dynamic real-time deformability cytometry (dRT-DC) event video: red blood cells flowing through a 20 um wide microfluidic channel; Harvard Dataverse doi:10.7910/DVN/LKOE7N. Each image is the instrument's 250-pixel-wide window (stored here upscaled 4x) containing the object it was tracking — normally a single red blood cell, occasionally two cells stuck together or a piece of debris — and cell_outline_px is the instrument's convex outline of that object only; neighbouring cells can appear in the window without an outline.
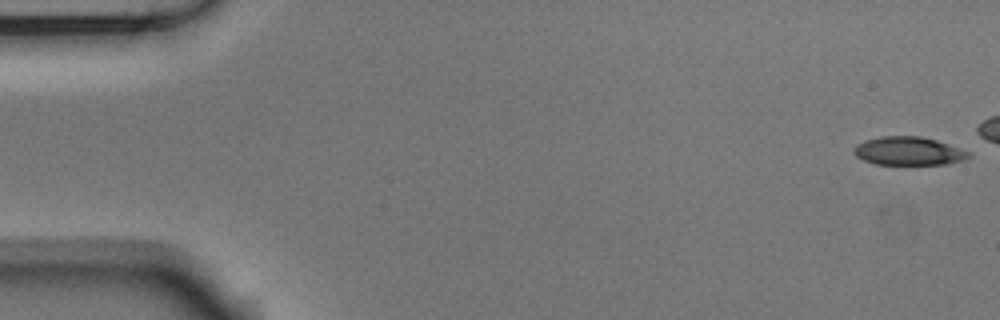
{"species": "Egyptian fruit bat (a non-hibernating species)", "species_latin": "Rousettus aegyptiacus", "temperature_condition": "room temperature", "stored_images_in_passage": 44, "camera_frame_rate_fps": 3000, "um_per_image_px": 0.085, "animal": {"sex": "male"}, "frame": {"image": 1, "passage_image": 1, "time_ms": 0.0, "image_size_px": [1000, 320], "cell_outline_px": [[972, 156], [964, 160], [944, 164], [876, 164], [864, 160], [856, 156], [852, 152], [852, 148], [856, 144], [864, 140], [880, 136], [920, 136], [936, 140], [972, 152]], "centroid_in_image_um": [77.22, 12.83], "position_along_channel_um": 7.8, "area_um2": 19.13}}
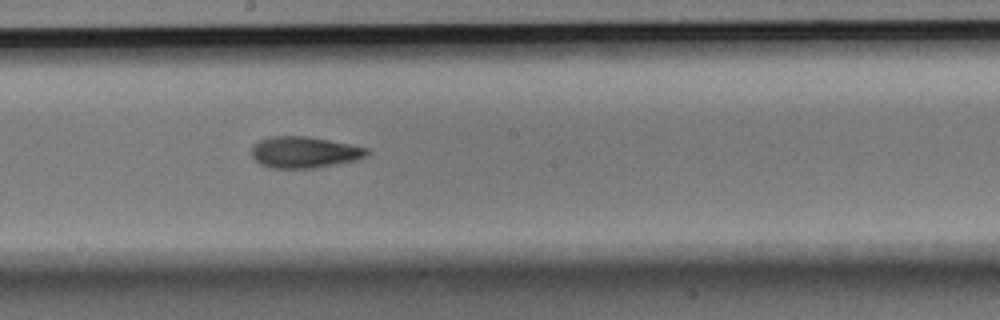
{"frame": {"image": 2, "passage_image": 29, "time_ms": 9.333, "image_size_px": [1000, 320], "cell_outline_px": [[368, 152], [364, 156], [356, 160], [316, 168], [272, 168], [260, 164], [252, 156], [252, 144], [268, 136], [304, 136], [328, 140], [368, 148]], "centroid_in_image_um": [25.82, 12.94], "position_along_channel_um": 222.4, "area_um2": 20.92}}
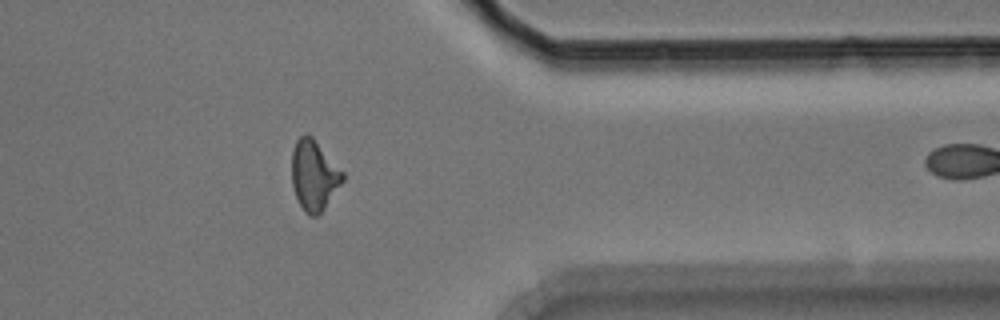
{"frame": {"image": 3, "passage_image": 43, "time_ms": 14.0, "image_size_px": [1000, 320], "cell_outline_px": [[344, 180], [324, 208], [316, 216], [308, 216], [304, 212], [296, 196], [292, 184], [292, 152], [296, 140], [304, 132], [312, 136], [344, 172]], "centroid_in_image_um": [26.69, 14.88], "position_along_channel_um": 384.7, "area_um2": 20.81}}